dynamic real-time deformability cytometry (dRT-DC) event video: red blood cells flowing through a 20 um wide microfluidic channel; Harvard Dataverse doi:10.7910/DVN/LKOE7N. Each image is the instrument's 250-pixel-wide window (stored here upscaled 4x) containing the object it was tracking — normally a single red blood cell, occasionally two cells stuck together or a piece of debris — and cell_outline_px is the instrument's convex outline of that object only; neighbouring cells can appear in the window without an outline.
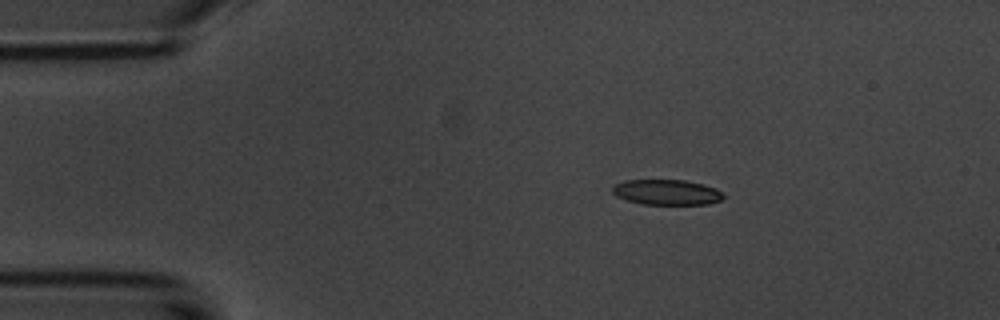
{"species": "common noctule bat (a hibernating species)", "species_latin": "Nyctalus noctula", "temperature_condition": "room temperature", "stored_images_in_passage": 5, "camera_frame_rate_fps": 3000, "um_per_image_px": 0.085, "animal": {"sex": "male", "body_mass_g": 20.1, "forearm_length_mm": 53.5}, "frame": {"image": 1, "passage_image": 2, "time_ms": 2.0, "image_size_px": [1000, 320], "cell_outline_px": [[724, 196], [720, 200], [708, 204], [644, 204], [628, 200], [616, 196], [612, 192], [612, 188], [616, 184], [624, 180], [684, 180], [704, 184], [716, 188]], "centroid_in_image_um": [56.67, 16.33], "position_along_channel_um": 28.3, "area_um2": 16.24}}
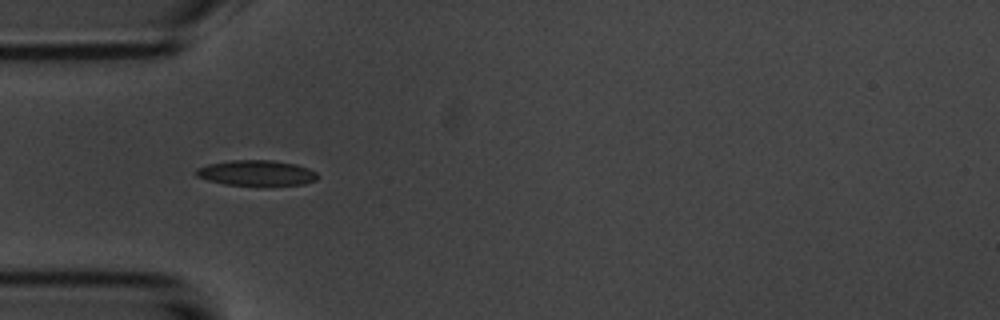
{"frame": {"image": 2, "passage_image": 4, "time_ms": 4.333, "image_size_px": [1000, 320], "cell_outline_px": [[320, 176], [316, 180], [304, 184], [264, 188], [224, 184], [208, 180], [196, 176], [196, 168], [208, 164], [232, 160], [272, 160], [296, 164], [308, 168], [316, 172]], "centroid_in_image_um": [21.85, 14.74], "position_along_channel_um": 63.2, "area_um2": 18.84}}